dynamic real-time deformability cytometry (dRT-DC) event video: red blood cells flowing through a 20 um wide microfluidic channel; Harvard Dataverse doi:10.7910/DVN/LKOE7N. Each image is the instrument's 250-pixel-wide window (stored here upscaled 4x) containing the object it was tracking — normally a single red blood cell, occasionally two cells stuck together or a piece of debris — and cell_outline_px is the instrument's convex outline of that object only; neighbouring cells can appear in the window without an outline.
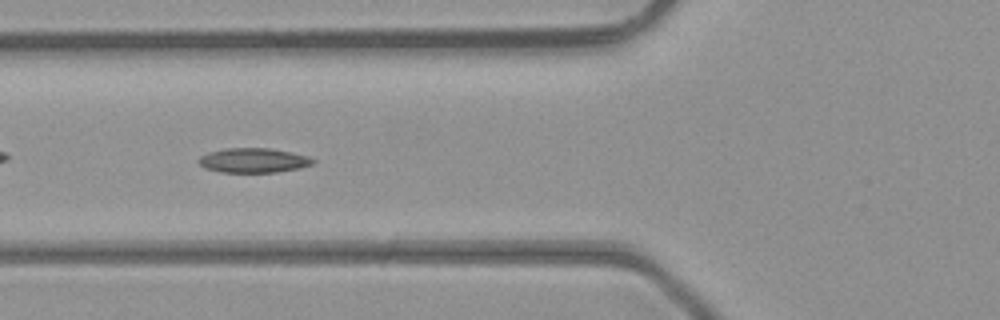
{"species": "common noctule bat (a hibernating species)", "species_latin": "Nyctalus noctula", "temperature_condition": "room temperature", "stored_images_in_passage": 41, "camera_frame_rate_fps": 3000, "um_per_image_px": 0.085, "animal": {"sex": "male", "body_mass_g": 23.1, "forearm_length_mm": 52.7}, "frame": {"image": 1, "passage_image": 11, "time_ms": 3.333, "image_size_px": [1000, 320], "cell_outline_px": [[316, 160], [312, 164], [300, 168], [276, 172], [220, 172], [204, 168], [196, 160], [200, 156], [208, 152], [224, 148], [268, 148], [308, 156]], "centroid_in_image_um": [21.49, 13.63], "position_along_channel_um": 104.3, "area_um2": 16.36}}
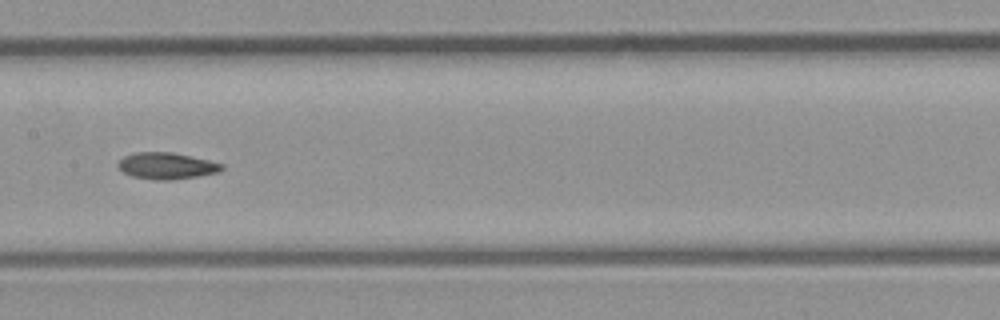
{"frame": {"image": 2, "passage_image": 17, "time_ms": 5.333, "image_size_px": [1000, 320], "cell_outline_px": [[224, 168], [220, 172], [196, 176], [168, 180], [156, 180], [132, 176], [124, 172], [116, 164], [124, 156], [136, 152], [172, 152], [208, 160], [224, 164]], "centroid_in_image_um": [14.17, 14.09], "position_along_channel_um": 193.2, "area_um2": 15.9}}
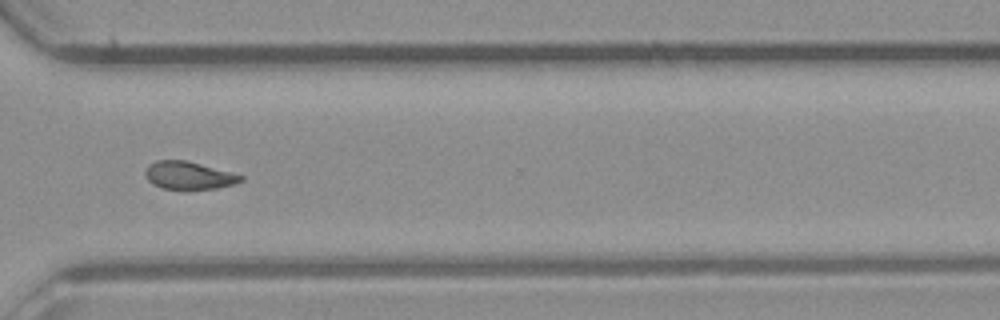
{"frame": {"image": 3, "passage_image": 28, "time_ms": 9.0, "image_size_px": [1000, 320], "cell_outline_px": [[244, 180], [232, 184], [216, 188], [164, 188], [148, 180], [144, 172], [148, 164], [156, 160], [184, 160], [200, 164], [244, 176]], "centroid_in_image_um": [16.02, 14.89], "position_along_channel_um": 354.6, "area_um2": 14.91}, "authors_computed_cell_mechanics": {"area_um2": 15.8372, "velocity_mm_per_s": 4.4099, "shape_relaxation_time_tau1_ms": 7.0321, "shape_relaxation_time_tau2_ms": 3.3773, "deformation_change_tau1": 0.1493, "deformation_change_tau2": 0.0876}}